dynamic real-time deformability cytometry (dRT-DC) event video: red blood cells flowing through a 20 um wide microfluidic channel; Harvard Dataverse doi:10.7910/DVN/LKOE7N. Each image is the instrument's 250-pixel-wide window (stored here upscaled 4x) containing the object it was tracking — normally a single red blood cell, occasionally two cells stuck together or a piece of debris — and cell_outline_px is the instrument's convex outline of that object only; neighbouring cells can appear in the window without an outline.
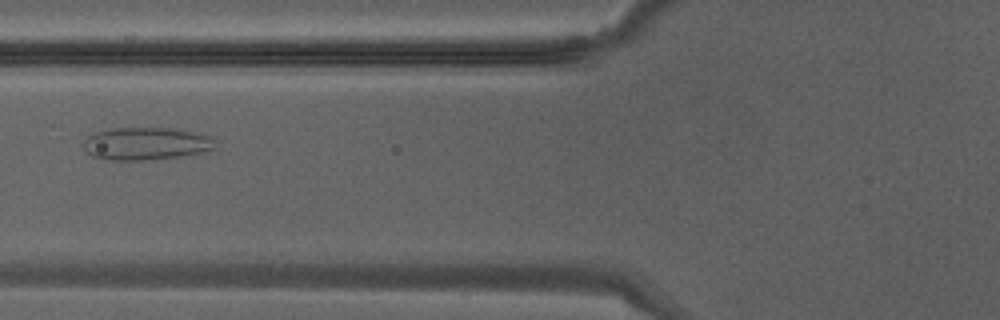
{"species": "Egyptian fruit bat (a non-hibernating species)", "species_latin": "Rousettus aegyptiacus", "temperature_condition": "warm", "stored_images_in_passage": 23, "camera_frame_rate_fps": 3000, "um_per_image_px": 0.085, "animal": {"sex": "male"}, "frame": {"image": 1, "passage_image": 4, "time_ms": 1.0, "image_size_px": [1000, 320], "cell_outline_px": [[216, 148], [204, 152], [180, 156], [140, 160], [108, 160], [92, 156], [84, 148], [84, 140], [92, 132], [112, 128], [172, 128], [200, 132], [212, 136]], "centroid_in_image_um": [12.43, 12.19], "position_along_channel_um": 113.4, "area_um2": 25.26}}